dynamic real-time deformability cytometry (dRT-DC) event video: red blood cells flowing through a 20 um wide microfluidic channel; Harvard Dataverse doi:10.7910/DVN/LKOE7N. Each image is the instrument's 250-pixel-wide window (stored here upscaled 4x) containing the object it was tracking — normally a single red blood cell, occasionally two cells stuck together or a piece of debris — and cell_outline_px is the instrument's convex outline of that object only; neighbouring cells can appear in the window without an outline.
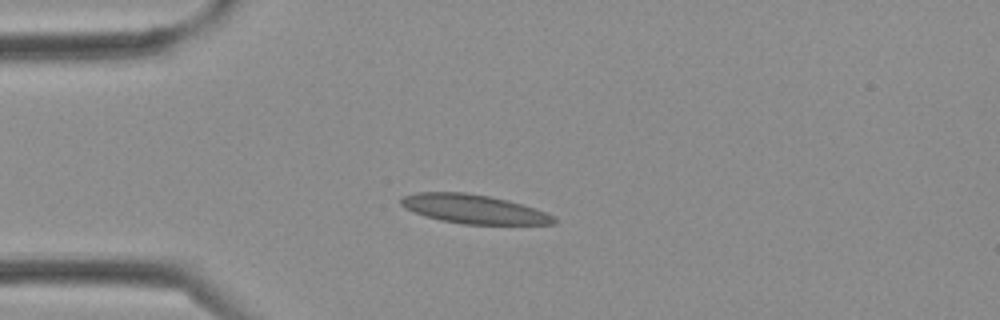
{"species": "Egyptian fruit bat (a non-hibernating species)", "species_latin": "Rousettus aegyptiacus", "temperature_condition": "cold", "stored_images_in_passage": 2, "camera_frame_rate_fps": 3000, "um_per_image_px": 0.085, "frame": {"image": 1, "passage_image": 2, "time_ms": 0.333, "image_size_px": [1000, 320], "cell_outline_px": [[556, 224], [464, 224], [440, 220], [424, 216], [404, 208], [400, 204], [400, 200], [404, 196], [416, 192], [464, 192], [488, 196], [508, 200], [536, 208], [552, 216], [556, 220]], "centroid_in_image_um": [40.23, 17.77], "position_along_channel_um": 44.8, "area_um2": 25.72}}